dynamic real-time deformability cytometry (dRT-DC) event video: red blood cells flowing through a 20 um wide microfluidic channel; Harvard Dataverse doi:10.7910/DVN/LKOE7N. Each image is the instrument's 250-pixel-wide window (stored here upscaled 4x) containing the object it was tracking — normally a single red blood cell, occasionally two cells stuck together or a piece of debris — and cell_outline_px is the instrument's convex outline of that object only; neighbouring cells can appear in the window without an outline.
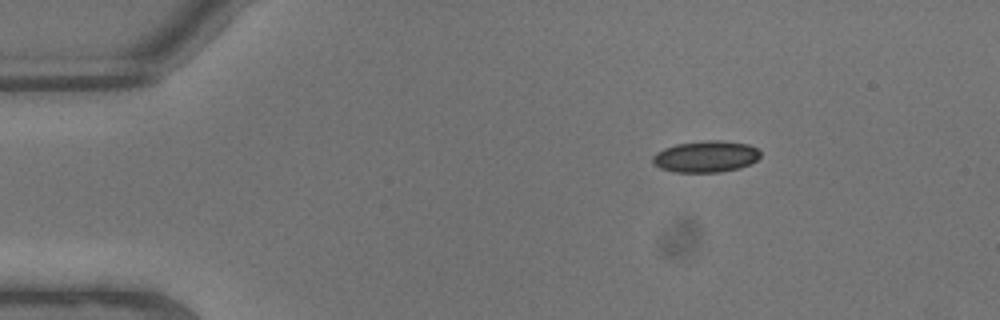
{"species": "common noctule bat (a hibernating species)", "species_latin": "Nyctalus noctula", "temperature_condition": "warm", "stored_images_in_passage": 4, "camera_frame_rate_fps": 3000, "um_per_image_px": 0.085, "animal": {"sex": "male", "body_mass_g": 13.3}, "frame": {"image": 1, "passage_image": 1, "time_ms": 0.0, "image_size_px": [1000, 320], "cell_outline_px": [[760, 156], [756, 160], [740, 168], [720, 172], [672, 172], [660, 168], [652, 164], [652, 156], [656, 152], [664, 148], [676, 144], [704, 140], [724, 140], [748, 144], [756, 148], [760, 152]], "centroid_in_image_um": [59.96, 13.3], "position_along_channel_um": 25.0, "area_um2": 19.94}}
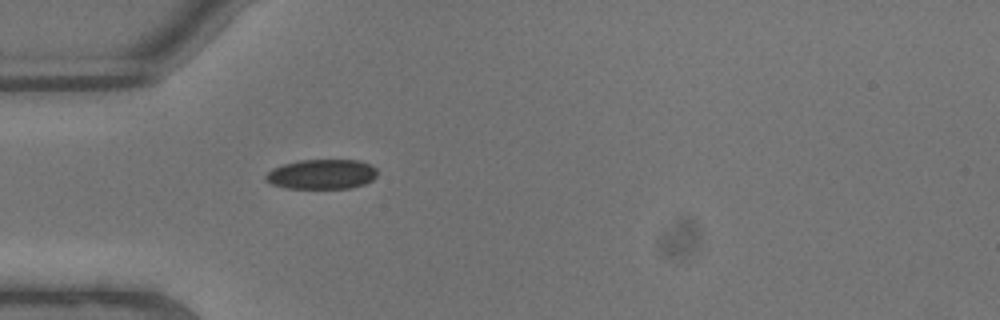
{"frame": {"image": 2, "passage_image": 4, "time_ms": 1.0, "image_size_px": [1000, 320], "cell_outline_px": [[376, 176], [372, 180], [364, 184], [352, 188], [284, 188], [272, 184], [264, 180], [264, 176], [272, 168], [284, 164], [300, 160], [360, 160], [376, 168]], "centroid_in_image_um": [27.33, 14.81], "position_along_channel_um": 57.7, "area_um2": 19.42}}